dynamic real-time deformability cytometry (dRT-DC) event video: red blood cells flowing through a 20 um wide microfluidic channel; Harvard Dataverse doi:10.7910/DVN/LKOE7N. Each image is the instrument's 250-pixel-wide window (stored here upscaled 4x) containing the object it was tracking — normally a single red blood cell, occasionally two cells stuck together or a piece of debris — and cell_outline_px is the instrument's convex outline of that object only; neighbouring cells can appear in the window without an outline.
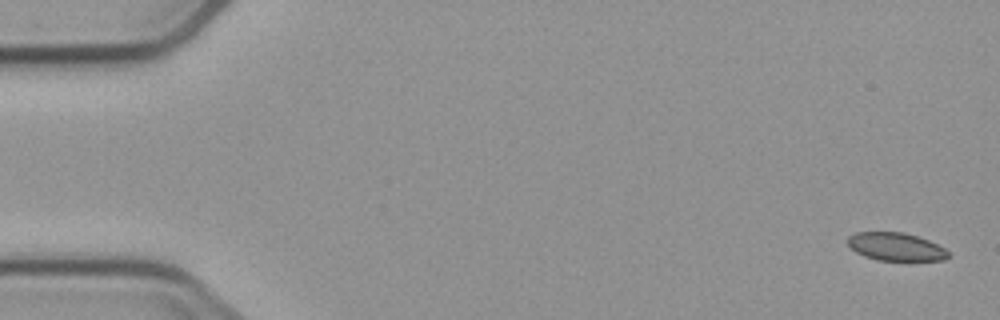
{"species": "common noctule bat (a hibernating species)", "species_latin": "Nyctalus noctula", "temperature_condition": "cold", "stored_images_in_passage": 4, "camera_frame_rate_fps": 3000, "um_per_image_px": 0.085, "animal": {"sex": "male", "body_mass_g": 23.1, "forearm_length_mm": 52.7}, "frame": {"image": 1, "passage_image": 1, "time_ms": 0.0, "image_size_px": [1000, 320], "cell_outline_px": [[948, 256], [944, 260], [880, 260], [864, 256], [856, 252], [848, 244], [848, 236], [856, 232], [904, 232], [928, 240], [944, 248], [948, 252]], "centroid_in_image_um": [76.12, 20.96], "position_along_channel_um": 8.9, "area_um2": 16.18}}
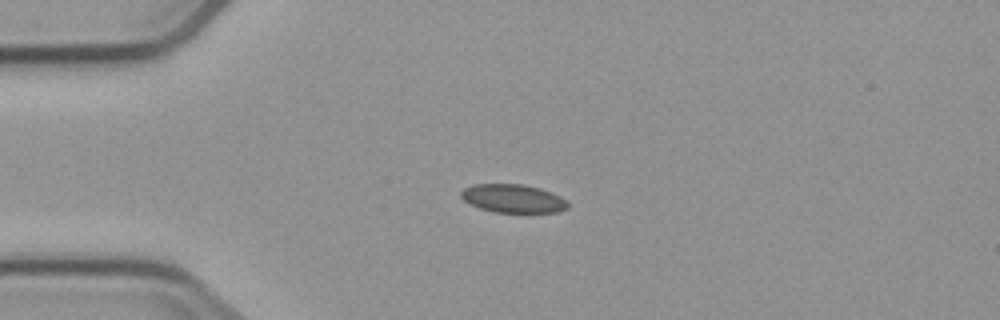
{"frame": {"image": 2, "passage_image": 4, "time_ms": 4.0, "image_size_px": [1000, 320], "cell_outline_px": [[568, 208], [560, 212], [492, 212], [480, 208], [464, 200], [460, 196], [460, 192], [464, 188], [472, 184], [524, 184], [540, 188], [552, 192], [560, 196], [568, 204]], "centroid_in_image_um": [43.6, 16.86], "position_along_channel_um": 41.4, "area_um2": 17.69}}